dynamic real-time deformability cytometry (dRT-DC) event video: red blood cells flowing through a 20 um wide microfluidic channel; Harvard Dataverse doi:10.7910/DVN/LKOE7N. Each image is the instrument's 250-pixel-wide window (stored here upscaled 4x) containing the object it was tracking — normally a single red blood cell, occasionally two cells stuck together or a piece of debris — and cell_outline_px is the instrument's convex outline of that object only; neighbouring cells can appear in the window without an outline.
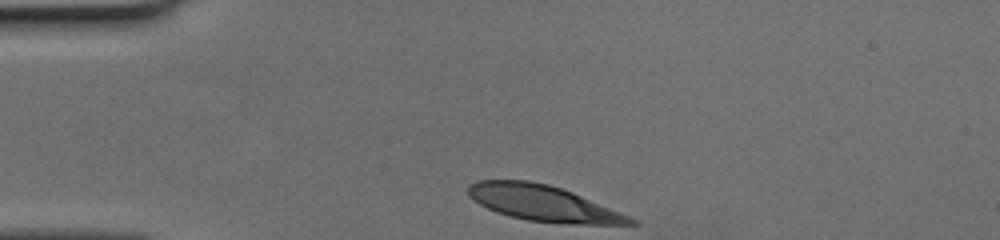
{"species": "human", "species_latin": "Homo sapiens", "temperature_condition": "cold", "stored_images_in_passage": 29, "camera_frame_rate_fps": 3000, "um_per_image_px": 0.085, "donor": {"sex": "female"}, "frame": {"image": 1, "passage_image": 1, "time_ms": 0.0, "image_size_px": [1000, 240], "cell_outline_px": [[640, 224], [564, 224], [528, 220], [496, 212], [480, 204], [468, 196], [468, 184], [476, 180], [528, 180], [548, 184], [572, 192], [632, 216]], "centroid_in_image_um": [46.19, 17.27], "position_along_channel_um": 38.8, "area_um2": 33.87}}
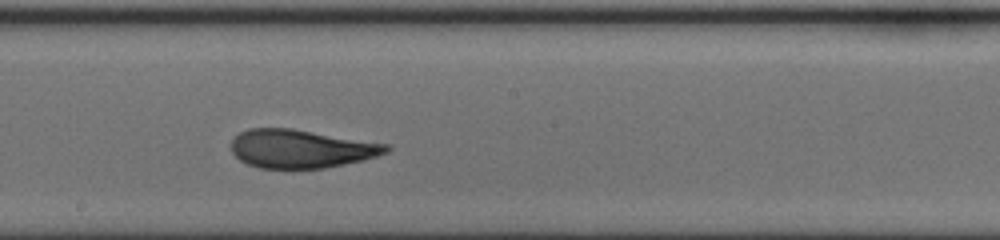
{"frame": {"image": 2, "passage_image": 17, "time_ms": 5.333, "image_size_px": [1000, 240], "cell_outline_px": [[392, 148], [388, 152], [364, 160], [324, 168], [260, 168], [248, 164], [240, 160], [232, 152], [232, 140], [240, 132], [248, 128], [292, 128], [392, 144]], "centroid_in_image_um": [25.64, 12.63], "position_along_channel_um": 222.6, "area_um2": 34.91}}
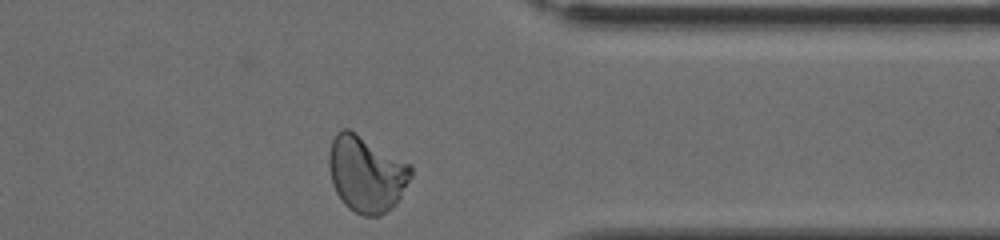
{"frame": {"image": 3, "passage_image": 29, "time_ms": 9.333, "image_size_px": [1000, 240], "cell_outline_px": [[412, 176], [400, 196], [380, 216], [364, 216], [348, 208], [344, 204], [336, 192], [332, 184], [328, 168], [328, 152], [332, 140], [336, 132], [340, 128], [348, 128], [356, 132], [412, 164]], "centroid_in_image_um": [31.11, 14.73], "position_along_channel_um": 380.3, "area_um2": 36.59}}